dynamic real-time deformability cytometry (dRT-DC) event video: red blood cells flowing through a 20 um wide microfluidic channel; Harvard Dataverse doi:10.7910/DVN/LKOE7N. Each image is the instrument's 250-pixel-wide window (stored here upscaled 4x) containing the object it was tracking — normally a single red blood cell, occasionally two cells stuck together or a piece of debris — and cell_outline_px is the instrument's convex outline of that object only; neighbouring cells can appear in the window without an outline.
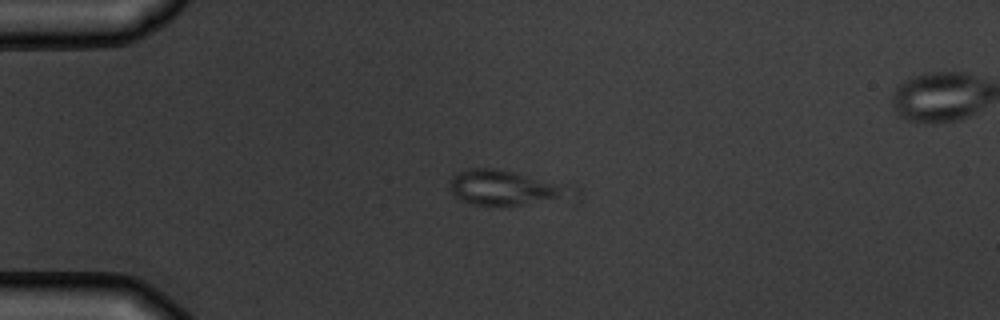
{"species": "common noctule bat (a hibernating species)", "species_latin": "Nyctalus noctula", "temperature_condition": "warm", "stored_images_in_passage": 3, "camera_frame_rate_fps": 3000, "um_per_image_px": 0.085, "animal": {"sex": "male", "body_mass_g": 19.5, "forearm_length_mm": 54.6}, "frame": {"image": 1, "passage_image": 2, "time_ms": 1.333, "image_size_px": [1000, 320], "cell_outline_px": [[580, 192], [576, 200], [520, 204], [468, 204], [460, 200], [452, 192], [452, 176], [456, 172], [468, 168], [496, 168], [572, 184], [580, 188]], "centroid_in_image_um": [43.23, 15.96], "position_along_channel_um": 41.8, "area_um2": 25.89}}